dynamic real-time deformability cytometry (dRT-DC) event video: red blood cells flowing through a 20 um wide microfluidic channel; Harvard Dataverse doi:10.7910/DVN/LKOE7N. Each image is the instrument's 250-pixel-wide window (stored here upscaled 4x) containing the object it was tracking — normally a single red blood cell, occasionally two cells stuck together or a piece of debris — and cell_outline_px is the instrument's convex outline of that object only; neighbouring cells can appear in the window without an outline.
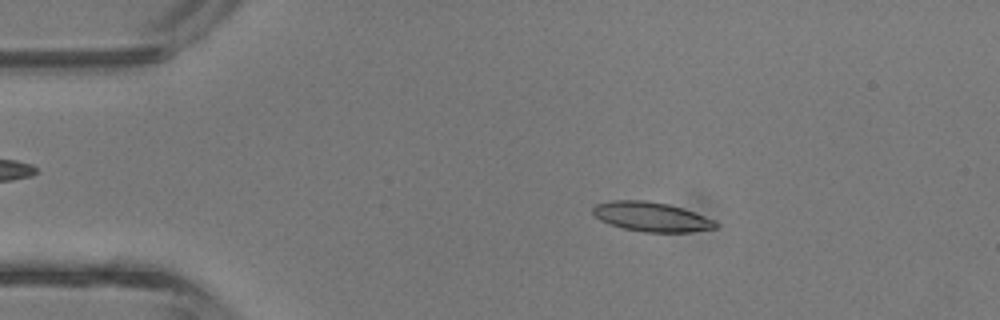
{"species": "common noctule bat (a hibernating species)", "species_latin": "Nyctalus noctula", "temperature_condition": "room temperature", "stored_images_in_passage": 42, "camera_frame_rate_fps": 3000, "um_per_image_px": 0.085, "animal": {"sex": "male", "body_mass_g": 13.3}, "frame": {"image": 1, "passage_image": 7, "time_ms": 2.0, "image_size_px": [1000, 320], "cell_outline_px": [[720, 224], [716, 228], [692, 232], [644, 232], [624, 228], [608, 224], [600, 220], [592, 212], [592, 208], [596, 204], [612, 200], [644, 200], [668, 204], [684, 208], [704, 216]], "centroid_in_image_um": [55.36, 18.42], "position_along_channel_um": 29.6, "area_um2": 21.1}}
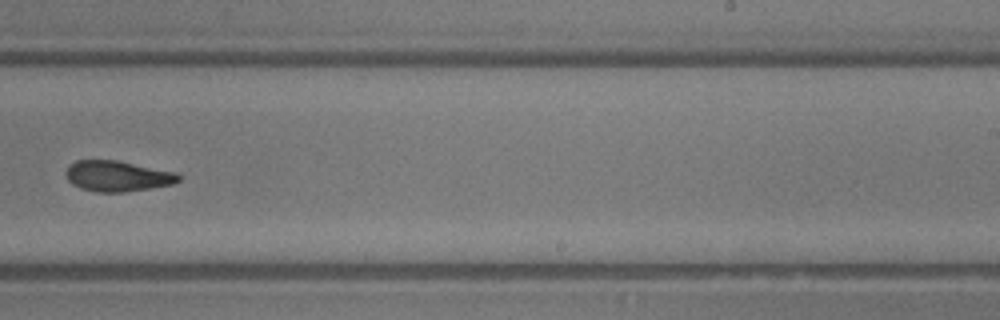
{"frame": {"image": 2, "passage_image": 26, "time_ms": 8.333, "image_size_px": [1000, 320], "cell_outline_px": [[180, 180], [172, 184], [124, 192], [96, 192], [80, 188], [72, 184], [68, 180], [64, 172], [76, 160], [116, 160], [176, 172], [180, 176]], "centroid_in_image_um": [9.96, 14.97], "position_along_channel_um": 279.0, "area_um2": 20.0}}
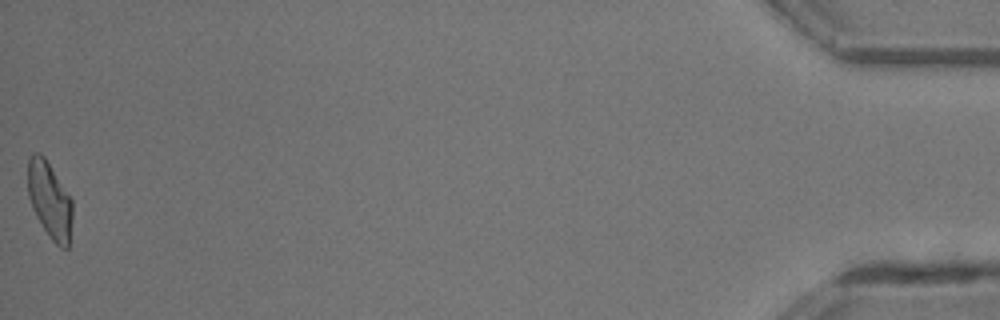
{"frame": {"image": 3, "passage_image": 42, "time_ms": 13.667, "image_size_px": [1000, 320], "cell_outline_px": [[72, 220], [68, 248], [60, 248], [52, 240], [36, 216], [32, 208], [28, 196], [28, 160], [32, 152], [40, 152], [44, 156], [72, 200]], "centroid_in_image_um": [4.21, 17.0], "position_along_channel_um": 431.0, "area_um2": 19.77}, "authors_computed_cell_mechanics": {"area_um2": 20.4034, "velocity_mm_per_s": 4.8088, "shape_relaxation_time_tau1_ms": 3.5117, "shape_relaxation_time_tau2_ms": 3.8487, "deformation_change_tau1": 0.1201, "deformation_change_tau2": 0.1237}}